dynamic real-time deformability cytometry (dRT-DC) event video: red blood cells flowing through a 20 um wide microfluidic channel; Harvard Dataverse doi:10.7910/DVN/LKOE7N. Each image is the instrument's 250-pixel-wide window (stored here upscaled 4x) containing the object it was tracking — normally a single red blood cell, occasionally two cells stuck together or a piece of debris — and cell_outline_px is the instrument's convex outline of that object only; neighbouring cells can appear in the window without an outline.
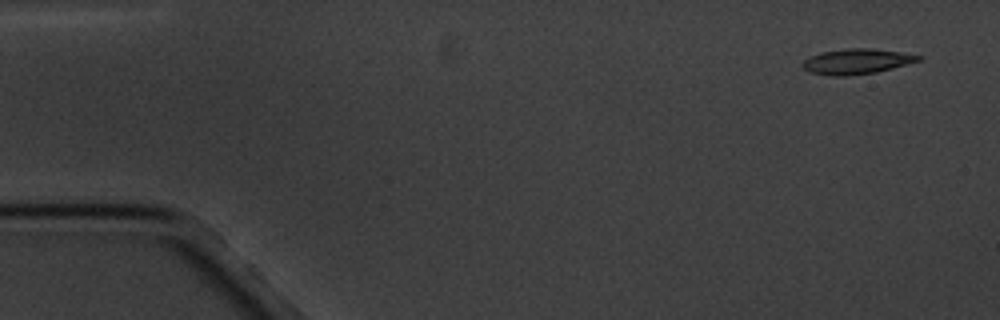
{"species": "common noctule bat (a hibernating species)", "species_latin": "Nyctalus noctula", "temperature_condition": "cold", "stored_images_in_passage": 5, "camera_frame_rate_fps": 3000, "um_per_image_px": 0.085, "animal": {"sex": "male", "body_mass_g": 20.1, "forearm_length_mm": 53.5}, "frame": {"image": 1, "passage_image": 1, "time_ms": 0.0, "image_size_px": [1000, 320], "cell_outline_px": [[924, 56], [920, 60], [892, 68], [876, 72], [848, 76], [832, 76], [808, 72], [800, 64], [804, 60], [820, 52], [848, 48], [872, 48]], "centroid_in_image_um": [72.78, 5.22], "position_along_channel_um": 12.2, "area_um2": 16.99}}
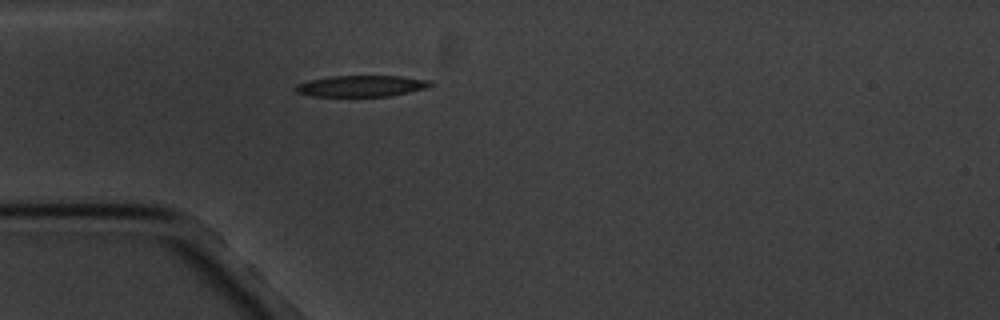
{"frame": {"image": 2, "passage_image": 5, "time_ms": 4.333, "image_size_px": [1000, 320], "cell_outline_px": [[432, 84], [424, 88], [408, 92], [388, 96], [312, 96], [296, 92], [292, 88], [296, 84], [328, 76], [400, 76], [432, 80]], "centroid_in_image_um": [30.68, 7.3], "position_along_channel_um": 54.3, "area_um2": 16.59}}